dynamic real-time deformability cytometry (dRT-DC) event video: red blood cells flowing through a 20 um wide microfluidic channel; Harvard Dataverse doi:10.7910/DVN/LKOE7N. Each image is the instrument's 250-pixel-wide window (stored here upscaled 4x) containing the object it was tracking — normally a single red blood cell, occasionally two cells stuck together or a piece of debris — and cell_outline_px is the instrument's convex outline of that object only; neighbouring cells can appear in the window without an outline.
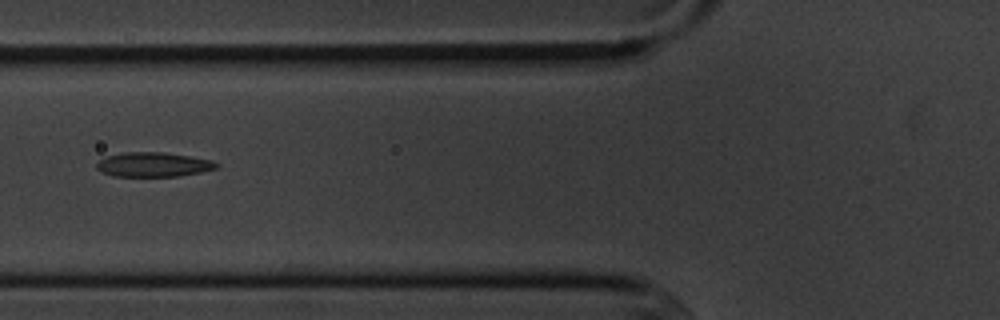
{"species": "common noctule bat (a hibernating species)", "species_latin": "Nyctalus noctula", "temperature_condition": "cold", "stored_images_in_passage": 2, "camera_frame_rate_fps": 3000, "um_per_image_px": 0.085, "animal": {"sex": "male", "body_mass_g": 20.1, "forearm_length_mm": 53.5}, "frame": {"image": 1, "passage_image": 2, "time_ms": 1.0, "image_size_px": [1000, 320], "cell_outline_px": [[220, 164], [216, 168], [200, 172], [176, 176], [112, 176], [100, 172], [96, 168], [96, 164], [100, 160], [108, 156], [124, 152], [164, 152], [212, 160]], "centroid_in_image_um": [13.01, 13.99], "position_along_channel_um": 112.8, "area_um2": 16.99}}